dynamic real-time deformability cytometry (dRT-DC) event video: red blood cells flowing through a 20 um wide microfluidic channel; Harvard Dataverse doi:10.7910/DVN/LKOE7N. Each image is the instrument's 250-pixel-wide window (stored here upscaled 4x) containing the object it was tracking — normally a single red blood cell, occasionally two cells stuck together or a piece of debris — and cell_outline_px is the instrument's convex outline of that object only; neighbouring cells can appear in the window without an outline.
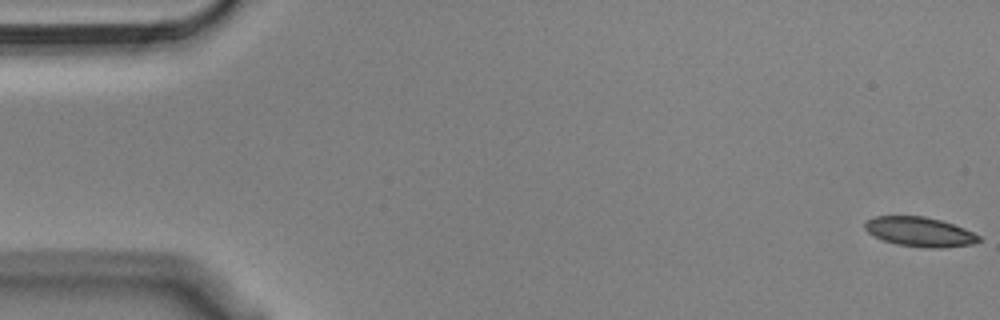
{"species": "Egyptian fruit bat (a non-hibernating species)", "species_latin": "Rousettus aegyptiacus", "temperature_condition": "cold", "stored_images_in_passage": 55, "segment_of_instrument_passage": [1, 2], "camera_frame_rate_fps": 3000, "um_per_image_px": 0.085, "animal": {"sex": "male"}, "frame": {"image": 1, "passage_image": 1, "time_ms": 0.0, "image_size_px": [1000, 320], "cell_outline_px": [[980, 240], [972, 244], [940, 248], [928, 248], [900, 244], [884, 240], [868, 232], [864, 228], [864, 220], [876, 216], [924, 216], [940, 220], [964, 228], [980, 236]], "centroid_in_image_um": [78.16, 19.69], "position_along_channel_um": 6.8, "area_um2": 19.36}}
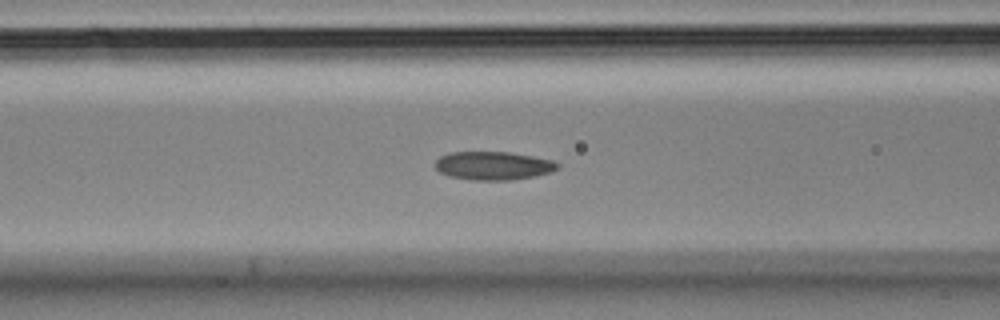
{"frame": {"image": 2, "passage_image": 22, "time_ms": 7.0, "image_size_px": [1000, 320], "cell_outline_px": [[560, 168], [552, 172], [536, 176], [512, 180], [472, 180], [448, 176], [440, 172], [432, 164], [440, 156], [448, 152], [512, 152], [552, 160], [560, 164]], "centroid_in_image_um": [41.93, 14.08], "position_along_channel_um": 124.7, "area_um2": 20.58}}
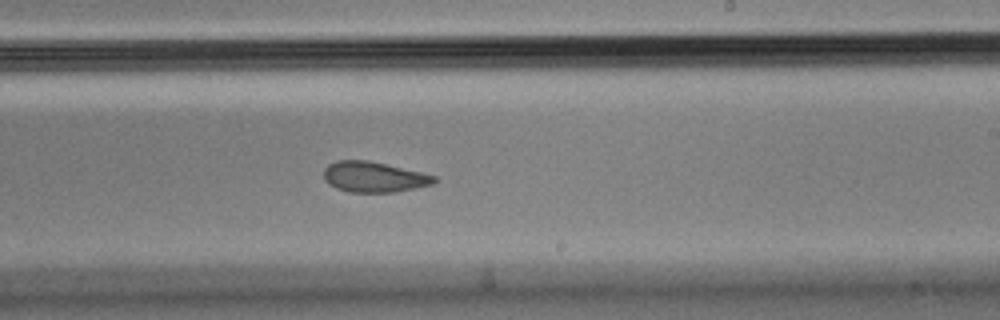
{"frame": {"image": 3, "passage_image": 33, "time_ms": 10.667, "image_size_px": [1000, 320], "cell_outline_px": [[436, 180], [432, 184], [416, 188], [396, 192], [352, 192], [336, 188], [328, 184], [324, 180], [324, 168], [328, 164], [336, 160], [368, 160], [420, 172], [436, 176]], "centroid_in_image_um": [31.74, 15.04], "position_along_channel_um": 257.3, "area_um2": 19.59}}